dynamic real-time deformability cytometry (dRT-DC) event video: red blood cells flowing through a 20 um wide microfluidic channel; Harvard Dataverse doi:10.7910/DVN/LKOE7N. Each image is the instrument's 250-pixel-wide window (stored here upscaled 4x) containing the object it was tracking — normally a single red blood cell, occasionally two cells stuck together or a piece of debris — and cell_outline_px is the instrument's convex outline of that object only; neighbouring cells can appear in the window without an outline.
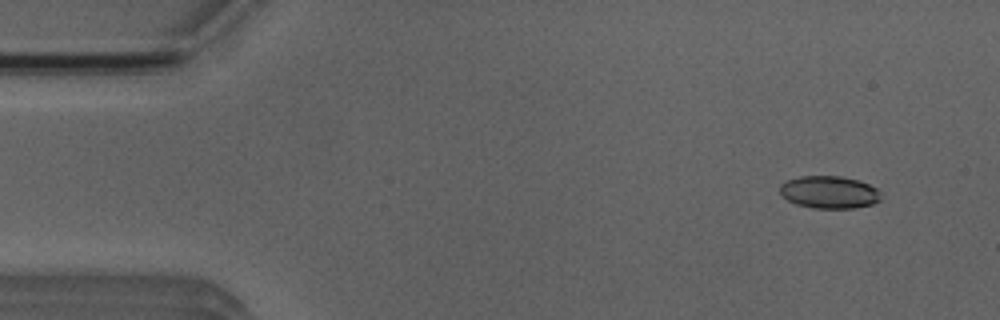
{"species": "Egyptian fruit bat (a non-hibernating species)", "species_latin": "Rousettus aegyptiacus", "temperature_condition": "room temperature", "stored_images_in_passage": 6, "camera_frame_rate_fps": 3000, "um_per_image_px": 0.085, "animal": {"sex": "male"}, "frame": {"image": 1, "passage_image": 2, "time_ms": 1.0, "image_size_px": [1000, 320], "cell_outline_px": [[880, 200], [872, 204], [852, 208], [812, 208], [796, 204], [788, 200], [780, 192], [780, 184], [788, 180], [800, 176], [840, 176], [860, 180], [876, 188], [880, 192]], "centroid_in_image_um": [70.49, 16.33], "position_along_channel_um": 14.5, "area_um2": 19.07}}